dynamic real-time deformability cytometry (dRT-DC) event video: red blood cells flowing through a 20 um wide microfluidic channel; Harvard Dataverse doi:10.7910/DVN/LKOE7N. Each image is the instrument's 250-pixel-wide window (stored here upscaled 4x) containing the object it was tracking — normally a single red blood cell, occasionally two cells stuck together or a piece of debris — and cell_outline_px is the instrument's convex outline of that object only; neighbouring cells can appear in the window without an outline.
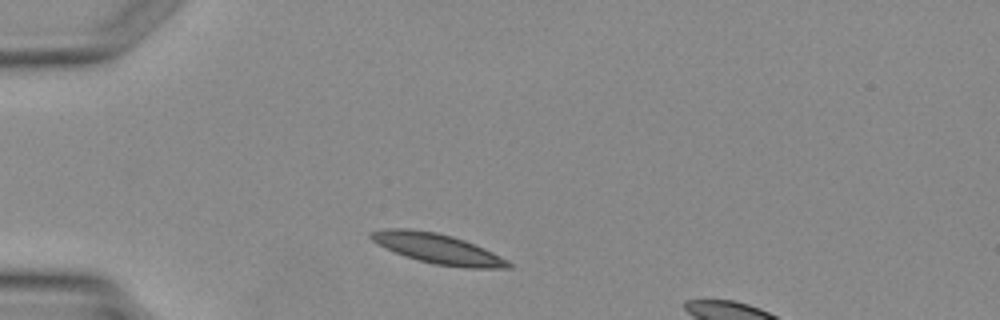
{"species": "Egyptian fruit bat (a non-hibernating species)", "species_latin": "Rousettus aegyptiacus", "temperature_condition": "warm", "stored_images_in_passage": 2, "camera_frame_rate_fps": 3000, "um_per_image_px": 0.085, "animal": {"sex": "female"}, "frame": {"image": 1, "passage_image": 1, "time_ms": 0.0, "image_size_px": [1000, 320], "cell_outline_px": [[512, 268], [468, 268], [436, 264], [404, 256], [372, 240], [368, 236], [368, 232], [388, 228], [408, 228], [436, 232], [452, 236], [476, 244], [508, 260], [512, 264]], "centroid_in_image_um": [37.22, 21.12], "position_along_channel_um": 47.8, "area_um2": 23.81}}